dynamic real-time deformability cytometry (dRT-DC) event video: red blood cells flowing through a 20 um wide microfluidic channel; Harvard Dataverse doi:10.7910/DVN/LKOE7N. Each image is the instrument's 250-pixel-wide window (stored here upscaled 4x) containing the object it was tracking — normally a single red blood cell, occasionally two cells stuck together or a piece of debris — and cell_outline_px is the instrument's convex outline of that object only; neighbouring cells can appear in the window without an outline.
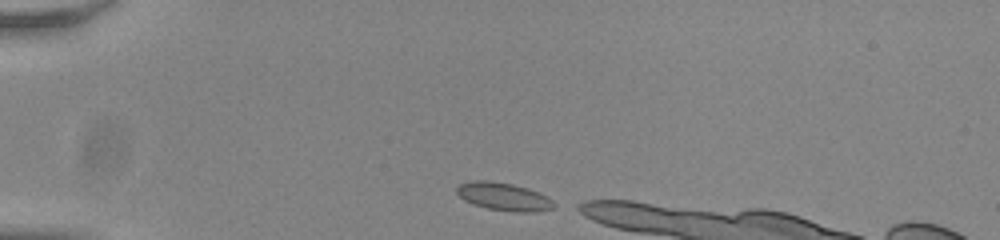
{"species": "common noctule bat (a hibernating species)", "species_latin": "Nyctalus noctula", "temperature_condition": "room temperature", "stored_images_in_passage": 9, "camera_frame_rate_fps": 3000, "um_per_image_px": 0.085, "animal": {"sex": "male", "body_mass_g": 20.0, "forearm_length_mm": 53.3}, "frame": {"image": 1, "passage_image": 1, "time_ms": 0.0, "image_size_px": [1000, 240], "cell_outline_px": [[560, 204], [552, 208], [536, 212], [520, 212], [488, 208], [472, 204], [464, 200], [456, 192], [456, 188], [460, 184], [472, 180], [488, 180], [512, 184], [528, 188], [548, 196]], "centroid_in_image_um": [42.87, 16.71], "position_along_channel_um": 42.1, "area_um2": 15.95}}
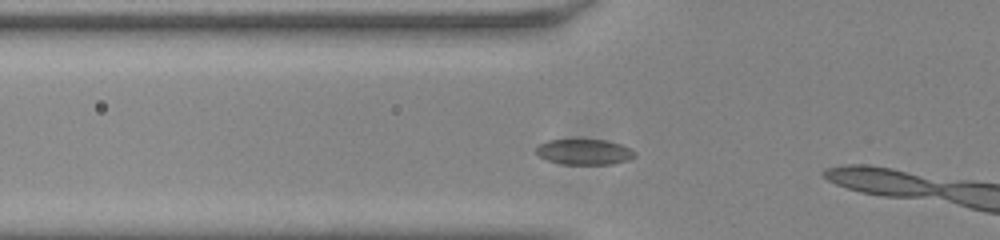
{"frame": {"image": 2, "passage_image": 7, "time_ms": 2.0, "image_size_px": [1000, 240], "cell_outline_px": [[636, 156], [628, 160], [612, 164], [560, 164], [536, 156], [536, 148], [540, 144], [548, 140], [604, 140], [620, 144], [632, 148], [636, 152]], "centroid_in_image_um": [49.67, 12.92], "position_along_channel_um": 76.1, "area_um2": 14.74}}